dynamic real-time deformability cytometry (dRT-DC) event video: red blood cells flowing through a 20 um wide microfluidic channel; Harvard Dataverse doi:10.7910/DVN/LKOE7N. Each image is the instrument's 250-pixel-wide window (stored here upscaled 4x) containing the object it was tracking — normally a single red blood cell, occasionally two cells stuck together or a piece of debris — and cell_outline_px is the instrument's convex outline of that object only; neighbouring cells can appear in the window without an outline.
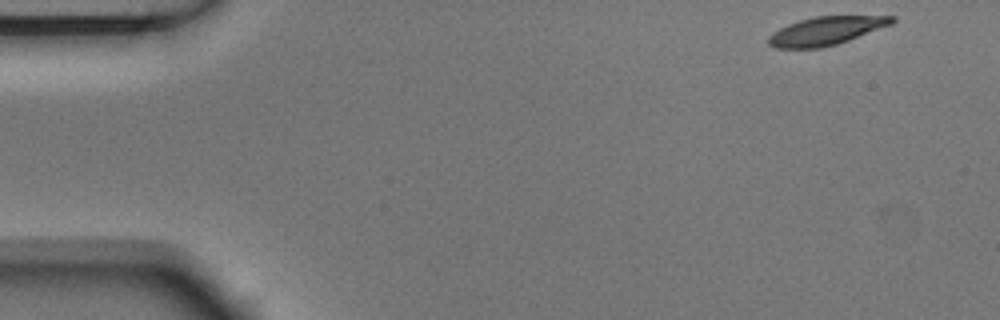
{"species": "Egyptian fruit bat (a non-hibernating species)", "species_latin": "Rousettus aegyptiacus", "temperature_condition": "room temperature", "stored_images_in_passage": 7, "camera_frame_rate_fps": 3000, "um_per_image_px": 0.085, "animal": {"sex": "male"}, "frame": {"image": 1, "passage_image": 1, "time_ms": 0.0, "image_size_px": [1000, 320], "cell_outline_px": [[896, 20], [892, 24], [848, 40], [836, 44], [820, 48], [776, 48], [768, 44], [768, 36], [780, 28], [788, 24], [800, 20], [816, 16], [896, 16]], "centroid_in_image_um": [70.21, 2.62], "position_along_channel_um": 14.8, "area_um2": 20.17}}
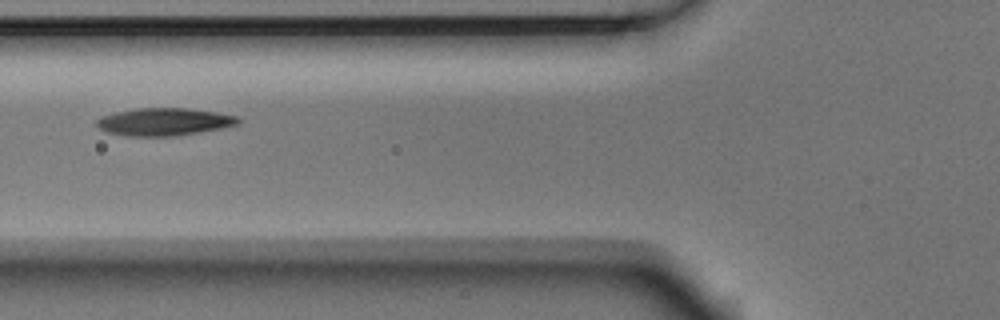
{"frame": {"image": 2, "passage_image": 5, "time_ms": 1.333, "image_size_px": [1000, 320], "cell_outline_px": [[240, 124], [200, 132], [172, 136], [124, 136], [108, 132], [100, 128], [96, 124], [96, 120], [104, 116], [116, 112], [136, 108], [188, 108], [216, 112], [236, 116], [240, 120]], "centroid_in_image_um": [13.96, 10.35], "position_along_channel_um": 111.8, "area_um2": 22.6}}
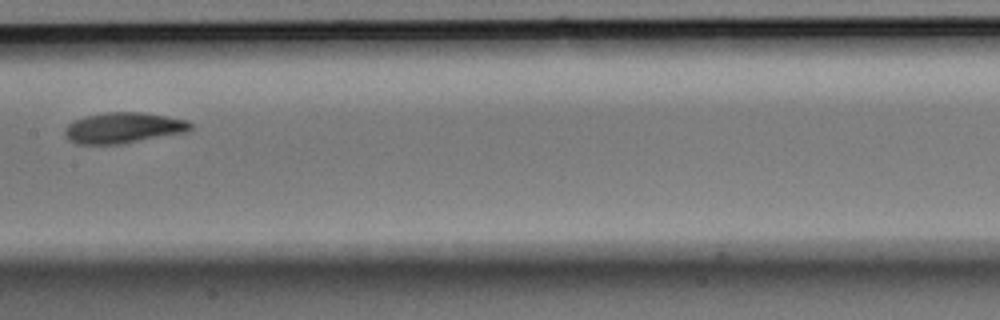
{"frame": {"image": 3, "passage_image": 7, "time_ms": 2.0, "image_size_px": [1000, 320], "cell_outline_px": [[192, 128], [188, 132], [124, 144], [76, 144], [68, 140], [64, 136], [64, 128], [72, 120], [84, 116], [104, 112], [140, 112], [168, 116], [188, 120], [192, 124]], "centroid_in_image_um": [10.47, 10.87], "position_along_channel_um": 196.9, "area_um2": 23.06}}